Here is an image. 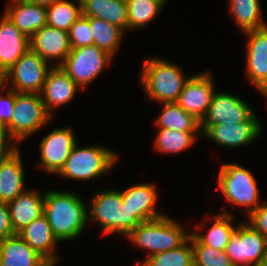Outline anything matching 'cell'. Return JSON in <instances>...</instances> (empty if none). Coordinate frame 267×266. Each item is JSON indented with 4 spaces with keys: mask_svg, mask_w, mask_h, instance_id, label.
I'll return each mask as SVG.
<instances>
[{
    "mask_svg": "<svg viewBox=\"0 0 267 266\" xmlns=\"http://www.w3.org/2000/svg\"><path fill=\"white\" fill-rule=\"evenodd\" d=\"M69 191H45L43 214L59 242L74 240L89 223L88 206Z\"/></svg>",
    "mask_w": 267,
    "mask_h": 266,
    "instance_id": "cell-1",
    "label": "cell"
},
{
    "mask_svg": "<svg viewBox=\"0 0 267 266\" xmlns=\"http://www.w3.org/2000/svg\"><path fill=\"white\" fill-rule=\"evenodd\" d=\"M141 84L147 97L154 102H176L191 76L184 75L180 66L162 58L145 59L141 70Z\"/></svg>",
    "mask_w": 267,
    "mask_h": 266,
    "instance_id": "cell-2",
    "label": "cell"
},
{
    "mask_svg": "<svg viewBox=\"0 0 267 266\" xmlns=\"http://www.w3.org/2000/svg\"><path fill=\"white\" fill-rule=\"evenodd\" d=\"M88 207L89 223L93 219L103 230V235L116 233L127 236L141 222L123 204L121 191L102 190L92 195Z\"/></svg>",
    "mask_w": 267,
    "mask_h": 266,
    "instance_id": "cell-3",
    "label": "cell"
},
{
    "mask_svg": "<svg viewBox=\"0 0 267 266\" xmlns=\"http://www.w3.org/2000/svg\"><path fill=\"white\" fill-rule=\"evenodd\" d=\"M185 227L167 215L141 222L127 236L137 247L149 255L169 251L181 246L190 236Z\"/></svg>",
    "mask_w": 267,
    "mask_h": 266,
    "instance_id": "cell-4",
    "label": "cell"
},
{
    "mask_svg": "<svg viewBox=\"0 0 267 266\" xmlns=\"http://www.w3.org/2000/svg\"><path fill=\"white\" fill-rule=\"evenodd\" d=\"M117 161L118 154L109 148L102 145L78 148L76 143L57 175L65 179L88 181L110 171Z\"/></svg>",
    "mask_w": 267,
    "mask_h": 266,
    "instance_id": "cell-5",
    "label": "cell"
},
{
    "mask_svg": "<svg viewBox=\"0 0 267 266\" xmlns=\"http://www.w3.org/2000/svg\"><path fill=\"white\" fill-rule=\"evenodd\" d=\"M218 187L227 202L245 207L247 217L262 203L259 188L252 172L237 163L222 164L218 175Z\"/></svg>",
    "mask_w": 267,
    "mask_h": 266,
    "instance_id": "cell-6",
    "label": "cell"
},
{
    "mask_svg": "<svg viewBox=\"0 0 267 266\" xmlns=\"http://www.w3.org/2000/svg\"><path fill=\"white\" fill-rule=\"evenodd\" d=\"M52 117L45 109L41 94L15 92L14 114L6 127L10 137L19 144L42 129Z\"/></svg>",
    "mask_w": 267,
    "mask_h": 266,
    "instance_id": "cell-7",
    "label": "cell"
},
{
    "mask_svg": "<svg viewBox=\"0 0 267 266\" xmlns=\"http://www.w3.org/2000/svg\"><path fill=\"white\" fill-rule=\"evenodd\" d=\"M55 66L29 48L4 74V85L17 93H41L48 71Z\"/></svg>",
    "mask_w": 267,
    "mask_h": 266,
    "instance_id": "cell-8",
    "label": "cell"
},
{
    "mask_svg": "<svg viewBox=\"0 0 267 266\" xmlns=\"http://www.w3.org/2000/svg\"><path fill=\"white\" fill-rule=\"evenodd\" d=\"M108 52L96 45L71 49L59 66L80 87H87L112 61Z\"/></svg>",
    "mask_w": 267,
    "mask_h": 266,
    "instance_id": "cell-9",
    "label": "cell"
},
{
    "mask_svg": "<svg viewBox=\"0 0 267 266\" xmlns=\"http://www.w3.org/2000/svg\"><path fill=\"white\" fill-rule=\"evenodd\" d=\"M225 252L233 266H258L267 256V239L245 221L236 227Z\"/></svg>",
    "mask_w": 267,
    "mask_h": 266,
    "instance_id": "cell-10",
    "label": "cell"
},
{
    "mask_svg": "<svg viewBox=\"0 0 267 266\" xmlns=\"http://www.w3.org/2000/svg\"><path fill=\"white\" fill-rule=\"evenodd\" d=\"M75 137L70 127L56 128L49 132L40 141V163L37 168L57 175L77 143Z\"/></svg>",
    "mask_w": 267,
    "mask_h": 266,
    "instance_id": "cell-11",
    "label": "cell"
},
{
    "mask_svg": "<svg viewBox=\"0 0 267 266\" xmlns=\"http://www.w3.org/2000/svg\"><path fill=\"white\" fill-rule=\"evenodd\" d=\"M256 112L247 120L238 123H222L212 126H200L205 138L220 146L231 148L246 146L253 143L262 131V124Z\"/></svg>",
    "mask_w": 267,
    "mask_h": 266,
    "instance_id": "cell-12",
    "label": "cell"
},
{
    "mask_svg": "<svg viewBox=\"0 0 267 266\" xmlns=\"http://www.w3.org/2000/svg\"><path fill=\"white\" fill-rule=\"evenodd\" d=\"M255 112L240 97L225 92H214L211 104L200 121V126L247 121Z\"/></svg>",
    "mask_w": 267,
    "mask_h": 266,
    "instance_id": "cell-13",
    "label": "cell"
},
{
    "mask_svg": "<svg viewBox=\"0 0 267 266\" xmlns=\"http://www.w3.org/2000/svg\"><path fill=\"white\" fill-rule=\"evenodd\" d=\"M210 73L204 71L192 75L176 101L182 109L192 114L199 121L206 114L215 92L214 80Z\"/></svg>",
    "mask_w": 267,
    "mask_h": 266,
    "instance_id": "cell-14",
    "label": "cell"
},
{
    "mask_svg": "<svg viewBox=\"0 0 267 266\" xmlns=\"http://www.w3.org/2000/svg\"><path fill=\"white\" fill-rule=\"evenodd\" d=\"M246 43V76L260 90L267 83V26L243 33Z\"/></svg>",
    "mask_w": 267,
    "mask_h": 266,
    "instance_id": "cell-15",
    "label": "cell"
},
{
    "mask_svg": "<svg viewBox=\"0 0 267 266\" xmlns=\"http://www.w3.org/2000/svg\"><path fill=\"white\" fill-rule=\"evenodd\" d=\"M30 48L48 63L56 60L55 66H60L72 49L68 32L48 25L30 38Z\"/></svg>",
    "mask_w": 267,
    "mask_h": 266,
    "instance_id": "cell-16",
    "label": "cell"
},
{
    "mask_svg": "<svg viewBox=\"0 0 267 266\" xmlns=\"http://www.w3.org/2000/svg\"><path fill=\"white\" fill-rule=\"evenodd\" d=\"M80 89L63 69L53 66L46 75L40 93L46 111L52 116L54 109L62 107L74 99Z\"/></svg>",
    "mask_w": 267,
    "mask_h": 266,
    "instance_id": "cell-17",
    "label": "cell"
},
{
    "mask_svg": "<svg viewBox=\"0 0 267 266\" xmlns=\"http://www.w3.org/2000/svg\"><path fill=\"white\" fill-rule=\"evenodd\" d=\"M29 48L30 39L3 13L0 19V73H7Z\"/></svg>",
    "mask_w": 267,
    "mask_h": 266,
    "instance_id": "cell-18",
    "label": "cell"
},
{
    "mask_svg": "<svg viewBox=\"0 0 267 266\" xmlns=\"http://www.w3.org/2000/svg\"><path fill=\"white\" fill-rule=\"evenodd\" d=\"M34 251L51 266H55L58 256L56 245L60 243L54 236L51 226L44 214L36 218L17 233Z\"/></svg>",
    "mask_w": 267,
    "mask_h": 266,
    "instance_id": "cell-19",
    "label": "cell"
},
{
    "mask_svg": "<svg viewBox=\"0 0 267 266\" xmlns=\"http://www.w3.org/2000/svg\"><path fill=\"white\" fill-rule=\"evenodd\" d=\"M157 192L156 185L152 183L144 182L132 185L121 191L123 204L140 222L159 218L165 214L155 208Z\"/></svg>",
    "mask_w": 267,
    "mask_h": 266,
    "instance_id": "cell-20",
    "label": "cell"
},
{
    "mask_svg": "<svg viewBox=\"0 0 267 266\" xmlns=\"http://www.w3.org/2000/svg\"><path fill=\"white\" fill-rule=\"evenodd\" d=\"M4 14L29 39L47 25L46 6L18 0L8 2Z\"/></svg>",
    "mask_w": 267,
    "mask_h": 266,
    "instance_id": "cell-21",
    "label": "cell"
},
{
    "mask_svg": "<svg viewBox=\"0 0 267 266\" xmlns=\"http://www.w3.org/2000/svg\"><path fill=\"white\" fill-rule=\"evenodd\" d=\"M19 149L0 158V201L2 202L12 201L26 190L24 189L25 169Z\"/></svg>",
    "mask_w": 267,
    "mask_h": 266,
    "instance_id": "cell-22",
    "label": "cell"
},
{
    "mask_svg": "<svg viewBox=\"0 0 267 266\" xmlns=\"http://www.w3.org/2000/svg\"><path fill=\"white\" fill-rule=\"evenodd\" d=\"M44 198L45 192L41 195L34 189H26L7 203L11 224L16 234L43 214Z\"/></svg>",
    "mask_w": 267,
    "mask_h": 266,
    "instance_id": "cell-23",
    "label": "cell"
},
{
    "mask_svg": "<svg viewBox=\"0 0 267 266\" xmlns=\"http://www.w3.org/2000/svg\"><path fill=\"white\" fill-rule=\"evenodd\" d=\"M0 266H51L18 234L0 240Z\"/></svg>",
    "mask_w": 267,
    "mask_h": 266,
    "instance_id": "cell-24",
    "label": "cell"
},
{
    "mask_svg": "<svg viewBox=\"0 0 267 266\" xmlns=\"http://www.w3.org/2000/svg\"><path fill=\"white\" fill-rule=\"evenodd\" d=\"M81 9L82 16L99 18L128 30L126 0H81Z\"/></svg>",
    "mask_w": 267,
    "mask_h": 266,
    "instance_id": "cell-25",
    "label": "cell"
},
{
    "mask_svg": "<svg viewBox=\"0 0 267 266\" xmlns=\"http://www.w3.org/2000/svg\"><path fill=\"white\" fill-rule=\"evenodd\" d=\"M233 214L228 211H222L214 215L213 224L207 230L206 234L199 232H191L203 245L210 246L215 250L225 251L231 235L234 233L236 226H234Z\"/></svg>",
    "mask_w": 267,
    "mask_h": 266,
    "instance_id": "cell-26",
    "label": "cell"
},
{
    "mask_svg": "<svg viewBox=\"0 0 267 266\" xmlns=\"http://www.w3.org/2000/svg\"><path fill=\"white\" fill-rule=\"evenodd\" d=\"M161 104L163 110L155 120L158 129L201 133L200 121L182 109L176 102Z\"/></svg>",
    "mask_w": 267,
    "mask_h": 266,
    "instance_id": "cell-27",
    "label": "cell"
},
{
    "mask_svg": "<svg viewBox=\"0 0 267 266\" xmlns=\"http://www.w3.org/2000/svg\"><path fill=\"white\" fill-rule=\"evenodd\" d=\"M228 10L242 33L267 26L260 0H228Z\"/></svg>",
    "mask_w": 267,
    "mask_h": 266,
    "instance_id": "cell-28",
    "label": "cell"
},
{
    "mask_svg": "<svg viewBox=\"0 0 267 266\" xmlns=\"http://www.w3.org/2000/svg\"><path fill=\"white\" fill-rule=\"evenodd\" d=\"M46 14L48 26L68 32L75 21L82 16L81 0L56 1L46 7Z\"/></svg>",
    "mask_w": 267,
    "mask_h": 266,
    "instance_id": "cell-29",
    "label": "cell"
},
{
    "mask_svg": "<svg viewBox=\"0 0 267 266\" xmlns=\"http://www.w3.org/2000/svg\"><path fill=\"white\" fill-rule=\"evenodd\" d=\"M167 0H126L128 11V29L144 28L152 22Z\"/></svg>",
    "mask_w": 267,
    "mask_h": 266,
    "instance_id": "cell-30",
    "label": "cell"
},
{
    "mask_svg": "<svg viewBox=\"0 0 267 266\" xmlns=\"http://www.w3.org/2000/svg\"><path fill=\"white\" fill-rule=\"evenodd\" d=\"M90 22L93 35V44L108 52L111 56L116 54L123 36V30L105 20L86 17Z\"/></svg>",
    "mask_w": 267,
    "mask_h": 266,
    "instance_id": "cell-31",
    "label": "cell"
},
{
    "mask_svg": "<svg viewBox=\"0 0 267 266\" xmlns=\"http://www.w3.org/2000/svg\"><path fill=\"white\" fill-rule=\"evenodd\" d=\"M137 266H194L193 248L190 237L179 247L160 252L136 263Z\"/></svg>",
    "mask_w": 267,
    "mask_h": 266,
    "instance_id": "cell-32",
    "label": "cell"
},
{
    "mask_svg": "<svg viewBox=\"0 0 267 266\" xmlns=\"http://www.w3.org/2000/svg\"><path fill=\"white\" fill-rule=\"evenodd\" d=\"M199 136H202V133L159 129L154 147L161 153L176 154L190 148Z\"/></svg>",
    "mask_w": 267,
    "mask_h": 266,
    "instance_id": "cell-33",
    "label": "cell"
},
{
    "mask_svg": "<svg viewBox=\"0 0 267 266\" xmlns=\"http://www.w3.org/2000/svg\"><path fill=\"white\" fill-rule=\"evenodd\" d=\"M189 237L193 248L194 266H233L225 251L203 245L192 233Z\"/></svg>",
    "mask_w": 267,
    "mask_h": 266,
    "instance_id": "cell-34",
    "label": "cell"
},
{
    "mask_svg": "<svg viewBox=\"0 0 267 266\" xmlns=\"http://www.w3.org/2000/svg\"><path fill=\"white\" fill-rule=\"evenodd\" d=\"M68 36L72 49L93 45L90 22L85 16H81L75 21L68 31Z\"/></svg>",
    "mask_w": 267,
    "mask_h": 266,
    "instance_id": "cell-35",
    "label": "cell"
},
{
    "mask_svg": "<svg viewBox=\"0 0 267 266\" xmlns=\"http://www.w3.org/2000/svg\"><path fill=\"white\" fill-rule=\"evenodd\" d=\"M5 87L6 94L3 95L1 93H3ZM7 87L8 85H4L0 89V124L4 126H6L12 119L15 103V91Z\"/></svg>",
    "mask_w": 267,
    "mask_h": 266,
    "instance_id": "cell-36",
    "label": "cell"
},
{
    "mask_svg": "<svg viewBox=\"0 0 267 266\" xmlns=\"http://www.w3.org/2000/svg\"><path fill=\"white\" fill-rule=\"evenodd\" d=\"M247 219L248 223L267 239V203L263 201Z\"/></svg>",
    "mask_w": 267,
    "mask_h": 266,
    "instance_id": "cell-37",
    "label": "cell"
},
{
    "mask_svg": "<svg viewBox=\"0 0 267 266\" xmlns=\"http://www.w3.org/2000/svg\"><path fill=\"white\" fill-rule=\"evenodd\" d=\"M16 235L11 224L7 202L0 201V240Z\"/></svg>",
    "mask_w": 267,
    "mask_h": 266,
    "instance_id": "cell-38",
    "label": "cell"
},
{
    "mask_svg": "<svg viewBox=\"0 0 267 266\" xmlns=\"http://www.w3.org/2000/svg\"><path fill=\"white\" fill-rule=\"evenodd\" d=\"M17 148L18 145L10 137L7 127L0 124V158L12 154Z\"/></svg>",
    "mask_w": 267,
    "mask_h": 266,
    "instance_id": "cell-39",
    "label": "cell"
},
{
    "mask_svg": "<svg viewBox=\"0 0 267 266\" xmlns=\"http://www.w3.org/2000/svg\"><path fill=\"white\" fill-rule=\"evenodd\" d=\"M18 1H22L25 3H31V4H37V5H43V6H49L53 3H55L56 1L59 0H18Z\"/></svg>",
    "mask_w": 267,
    "mask_h": 266,
    "instance_id": "cell-40",
    "label": "cell"
},
{
    "mask_svg": "<svg viewBox=\"0 0 267 266\" xmlns=\"http://www.w3.org/2000/svg\"><path fill=\"white\" fill-rule=\"evenodd\" d=\"M259 92L267 98V83L259 90Z\"/></svg>",
    "mask_w": 267,
    "mask_h": 266,
    "instance_id": "cell-41",
    "label": "cell"
},
{
    "mask_svg": "<svg viewBox=\"0 0 267 266\" xmlns=\"http://www.w3.org/2000/svg\"><path fill=\"white\" fill-rule=\"evenodd\" d=\"M4 86V75L0 73V89Z\"/></svg>",
    "mask_w": 267,
    "mask_h": 266,
    "instance_id": "cell-42",
    "label": "cell"
},
{
    "mask_svg": "<svg viewBox=\"0 0 267 266\" xmlns=\"http://www.w3.org/2000/svg\"><path fill=\"white\" fill-rule=\"evenodd\" d=\"M258 266H267V256L259 263Z\"/></svg>",
    "mask_w": 267,
    "mask_h": 266,
    "instance_id": "cell-43",
    "label": "cell"
}]
</instances>
